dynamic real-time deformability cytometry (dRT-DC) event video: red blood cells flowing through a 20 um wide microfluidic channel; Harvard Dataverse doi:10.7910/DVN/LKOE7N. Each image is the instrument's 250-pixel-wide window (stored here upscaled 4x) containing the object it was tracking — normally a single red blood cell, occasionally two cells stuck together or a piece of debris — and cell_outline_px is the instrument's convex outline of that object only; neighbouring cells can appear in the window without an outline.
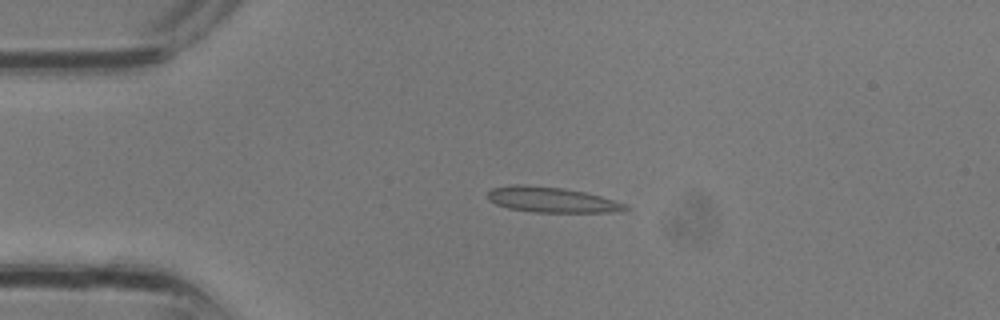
{"species": "common noctule bat (a hibernating species)", "species_latin": "Nyctalus noctula", "temperature_condition": "room temperature", "stored_images_in_passage": 3, "camera_frame_rate_fps": 3000, "um_per_image_px": 0.085, "animal": {"sex": "male", "body_mass_g": 13.3}, "frame": {"image": 1, "passage_image": 3, "time_ms": 0.667, "image_size_px": [1000, 320], "cell_outline_px": [[628, 208], [620, 212], [536, 212], [508, 208], [496, 204], [488, 200], [488, 192], [492, 188], [512, 184], [524, 184], [564, 188], [584, 192], [600, 196], [628, 204]], "centroid_in_image_um": [46.89, 16.97], "position_along_channel_um": 38.1, "area_um2": 20.4}}